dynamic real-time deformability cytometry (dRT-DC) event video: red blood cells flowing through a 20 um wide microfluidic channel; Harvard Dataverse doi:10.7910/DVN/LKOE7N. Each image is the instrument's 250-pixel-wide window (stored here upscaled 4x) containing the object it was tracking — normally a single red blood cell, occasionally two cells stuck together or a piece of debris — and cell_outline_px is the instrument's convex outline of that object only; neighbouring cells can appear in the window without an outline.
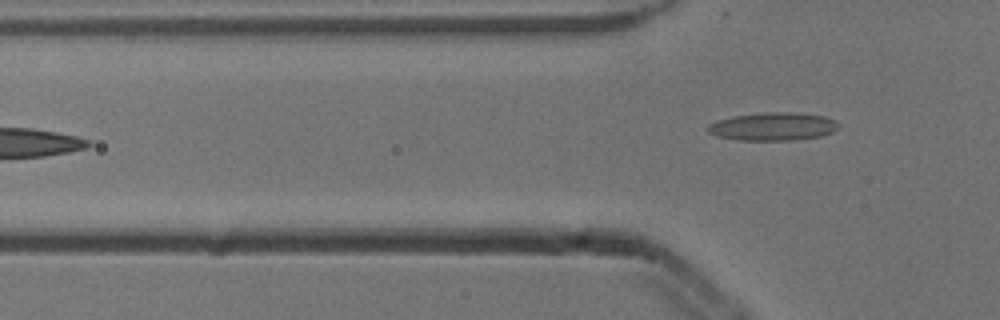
{"species": "common noctule bat (a hibernating species)", "species_latin": "Nyctalus noctula", "temperature_condition": "cold", "stored_images_in_passage": 6, "camera_frame_rate_fps": 3000, "um_per_image_px": 0.085, "animal": {"sex": "male", "body_mass_g": 13.3}, "frame": {"image": 1, "passage_image": 6, "time_ms": 1.667, "image_size_px": [1000, 320], "cell_outline_px": [[840, 128], [824, 136], [796, 140], [740, 140], [716, 136], [708, 132], [708, 124], [732, 116], [764, 112], [796, 112], [824, 116], [836, 120], [840, 124]], "centroid_in_image_um": [65.77, 10.75], "position_along_channel_um": 60.0, "area_um2": 21.62}}